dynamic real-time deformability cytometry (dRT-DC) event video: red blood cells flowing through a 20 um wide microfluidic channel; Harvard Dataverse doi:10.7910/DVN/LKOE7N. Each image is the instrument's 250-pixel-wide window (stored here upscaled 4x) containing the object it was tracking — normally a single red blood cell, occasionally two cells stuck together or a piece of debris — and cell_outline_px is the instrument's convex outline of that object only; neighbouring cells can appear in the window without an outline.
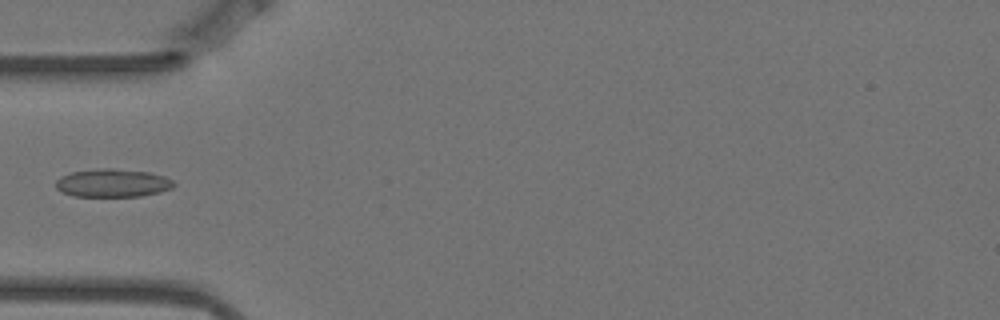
{"species": "Egyptian fruit bat (a non-hibernating species)", "species_latin": "Rousettus aegyptiacus", "temperature_condition": "warm", "stored_images_in_passage": 3, "camera_frame_rate_fps": 3000, "um_per_image_px": 0.085, "animal": {"sex": "female"}, "frame": {"image": 1, "passage_image": 3, "time_ms": 0.667, "image_size_px": [1000, 320], "cell_outline_px": [[176, 184], [172, 188], [160, 192], [140, 196], [76, 196], [64, 192], [56, 188], [56, 180], [60, 176], [72, 172], [96, 168], [112, 168], [148, 172], [164, 176], [172, 180]], "centroid_in_image_um": [9.58, 15.54], "position_along_channel_um": 75.4, "area_um2": 19.31}}